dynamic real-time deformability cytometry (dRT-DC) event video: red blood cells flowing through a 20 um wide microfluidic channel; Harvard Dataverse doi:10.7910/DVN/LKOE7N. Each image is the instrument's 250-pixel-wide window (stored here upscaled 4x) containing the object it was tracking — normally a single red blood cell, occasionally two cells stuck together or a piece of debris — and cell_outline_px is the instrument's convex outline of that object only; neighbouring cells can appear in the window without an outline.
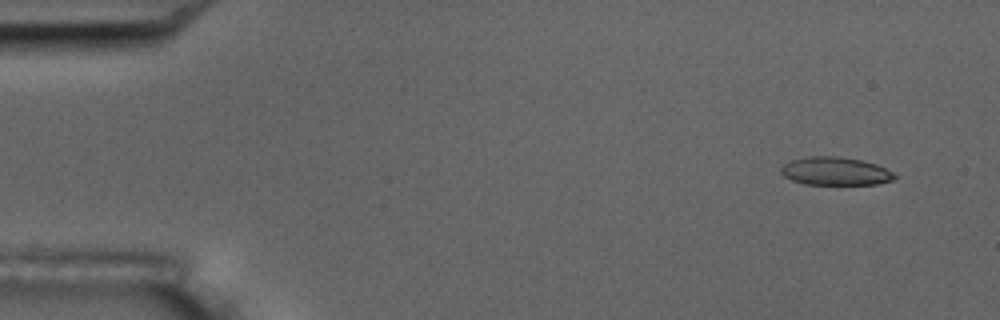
{"species": "common noctule bat (a hibernating species)", "species_latin": "Nyctalus noctula", "temperature_condition": "room temperature", "stored_images_in_passage": 5, "camera_frame_rate_fps": 3000, "um_per_image_px": 0.085, "animal": {"sex": "male", "body_mass_g": 17.5, "forearm_length_mm": 52.3}, "frame": {"image": 1, "passage_image": 1, "time_ms": 0.0, "image_size_px": [1000, 320], "cell_outline_px": [[896, 176], [892, 180], [876, 184], [804, 184], [792, 180], [784, 176], [780, 172], [780, 168], [788, 160], [808, 156], [840, 156], [864, 160], [876, 164], [892, 172]], "centroid_in_image_um": [70.96, 14.53], "position_along_channel_um": 14.0, "area_um2": 18.73}}
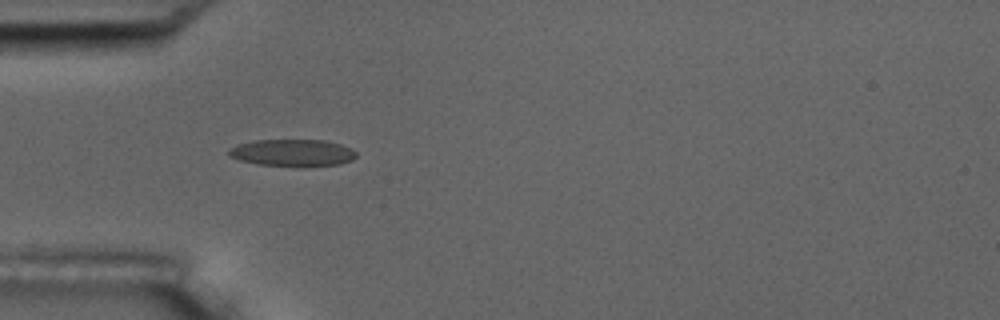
{"frame": {"image": 2, "passage_image": 4, "time_ms": 4.333, "image_size_px": [1000, 320], "cell_outline_px": [[356, 156], [352, 160], [340, 164], [300, 168], [260, 164], [240, 160], [228, 156], [228, 148], [236, 144], [252, 140], [324, 140], [340, 144], [356, 152]], "centroid_in_image_um": [24.83, 13.0], "position_along_channel_um": 60.2, "area_um2": 20.46}}